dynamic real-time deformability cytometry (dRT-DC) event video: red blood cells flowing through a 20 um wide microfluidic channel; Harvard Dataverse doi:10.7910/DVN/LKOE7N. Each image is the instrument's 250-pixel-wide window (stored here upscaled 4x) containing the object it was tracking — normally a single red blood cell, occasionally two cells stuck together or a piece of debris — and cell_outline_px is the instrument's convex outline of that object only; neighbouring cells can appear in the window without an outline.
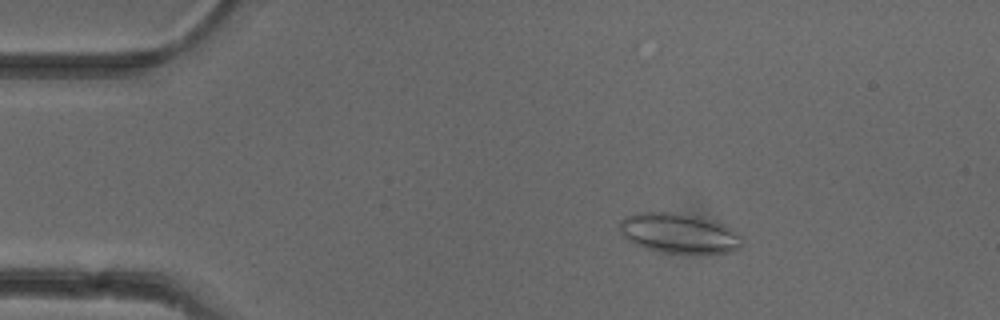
{"species": "common noctule bat (a hibernating species)", "species_latin": "Nyctalus noctula", "temperature_condition": "cold", "stored_images_in_passage": 52, "camera_frame_rate_fps": 3000, "um_per_image_px": 0.085, "animal": {"sex": "female"}, "frame": {"image": 1, "passage_image": 9, "time_ms": 2.667, "image_size_px": [1000, 320], "cell_outline_px": [[740, 248], [732, 252], [660, 252], [644, 248], [632, 244], [620, 232], [620, 220], [624, 216], [636, 212], [672, 212], [724, 224], [736, 232], [740, 236]], "centroid_in_image_um": [57.62, 19.82], "position_along_channel_um": 27.4, "area_um2": 27.98}}
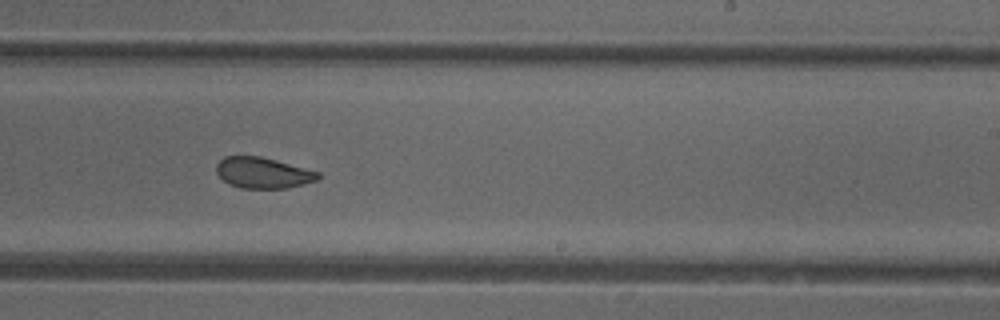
{"frame": {"image": 2, "passage_image": 32, "time_ms": 10.333, "image_size_px": [1000, 320], "cell_outline_px": [[320, 176], [316, 180], [288, 188], [240, 188], [228, 184], [216, 172], [216, 164], [224, 156], [260, 156], [320, 172]], "centroid_in_image_um": [22.32, 14.69], "position_along_channel_um": 266.7, "area_um2": 18.21}}
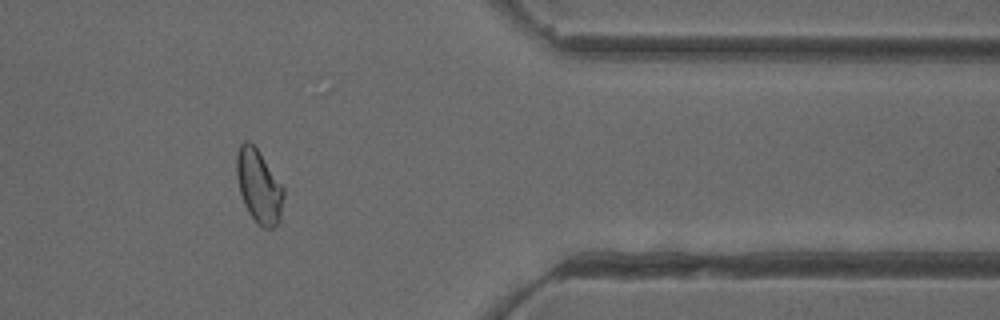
{"frame": {"image": 3, "passage_image": 43, "time_ms": 14.0, "image_size_px": [1000, 320], "cell_outline_px": [[284, 196], [280, 220], [272, 228], [264, 228], [248, 212], [244, 204], [240, 192], [236, 176], [236, 156], [240, 144], [244, 140], [248, 140], [256, 148], [284, 188]], "centroid_in_image_um": [21.99, 15.82], "position_along_channel_um": 389.4, "area_um2": 19.83}, "authors_computed_cell_mechanics": {"area_um2": 20.2011, "velocity_mm_per_s": 3.9333, "shape_relaxation_time_tau1_ms": 5.9666, "shape_relaxation_time_tau2_ms": 2.0949, "deformation_change_tau1": 0.0991, "deformation_change_tau2": 0.0719}}